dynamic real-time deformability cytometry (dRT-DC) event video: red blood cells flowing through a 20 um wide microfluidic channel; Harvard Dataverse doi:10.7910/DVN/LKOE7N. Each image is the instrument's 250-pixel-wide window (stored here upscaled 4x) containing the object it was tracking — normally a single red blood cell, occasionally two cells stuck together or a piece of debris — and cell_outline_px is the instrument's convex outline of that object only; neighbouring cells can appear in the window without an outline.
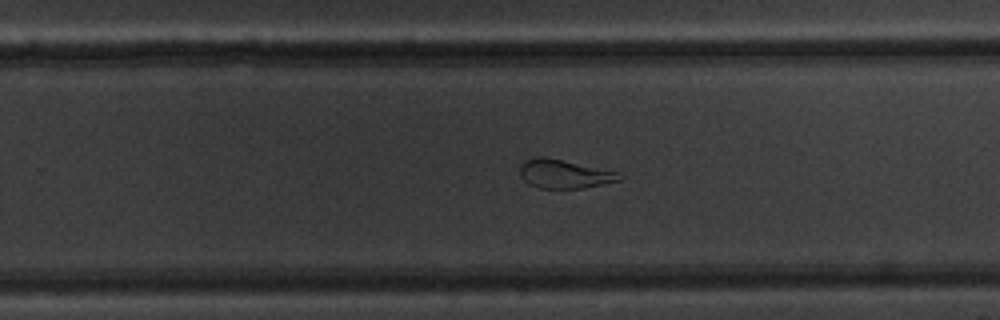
{"species": "common noctule bat (a hibernating species)", "species_latin": "Nyctalus noctula", "temperature_condition": "warm", "stored_images_in_passage": 41, "segment_of_instrument_passage": [1, 2], "camera_frame_rate_fps": 3000, "um_per_image_px": 0.085, "animal": {"sex": "male", "body_mass_g": 20.1, "forearm_length_mm": 53.5}, "frame": {"image": 1, "passage_image": 32, "time_ms": 10.333, "image_size_px": [1000, 320], "cell_outline_px": [[624, 176], [620, 180], [584, 188], [540, 188], [528, 184], [520, 176], [520, 164], [524, 160], [536, 156], [544, 156], [616, 172]], "centroid_in_image_um": [47.9, 14.78], "position_along_channel_um": 281.9, "area_um2": 16.53}}
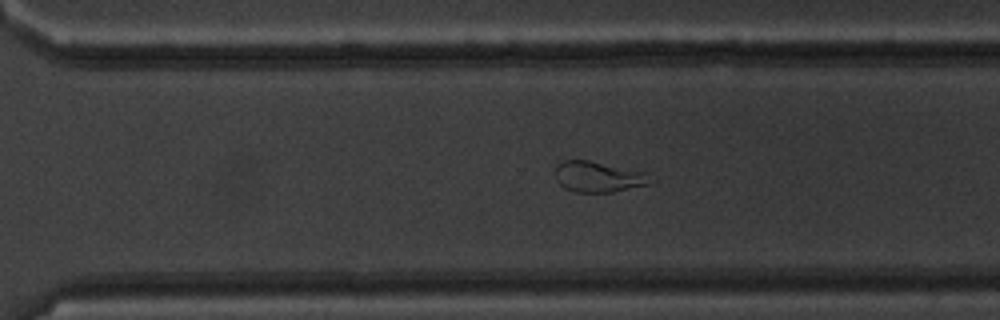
{"frame": {"image": 2, "passage_image": 35, "time_ms": 11.333, "image_size_px": [1000, 320], "cell_outline_px": [[656, 180], [648, 184], [612, 192], [576, 192], [564, 188], [556, 180], [556, 164], [564, 160], [588, 160], [648, 172]], "centroid_in_image_um": [50.9, 15.02], "position_along_channel_um": 319.7, "area_um2": 17.22}}
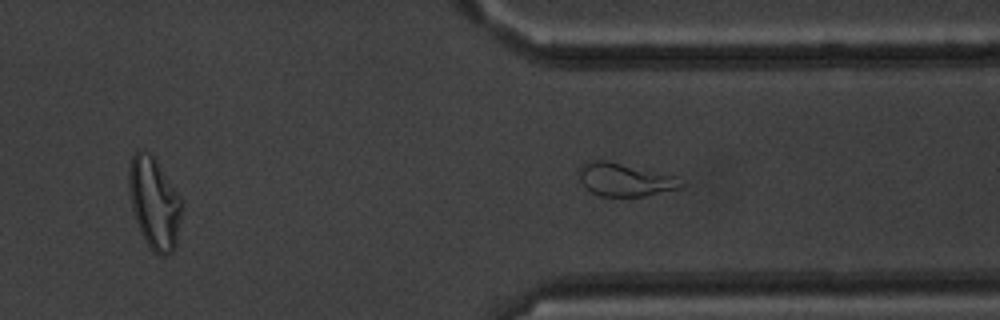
{"frame": {"image": 3, "passage_image": 38, "time_ms": 12.333, "image_size_px": [1000, 320], "cell_outline_px": [[684, 188], [644, 196], [600, 196], [592, 192], [580, 180], [576, 172], [584, 164], [592, 160], [608, 160], [676, 176], [684, 184]], "centroid_in_image_um": [53.14, 15.27], "position_along_channel_um": 358.3, "area_um2": 19.71}}